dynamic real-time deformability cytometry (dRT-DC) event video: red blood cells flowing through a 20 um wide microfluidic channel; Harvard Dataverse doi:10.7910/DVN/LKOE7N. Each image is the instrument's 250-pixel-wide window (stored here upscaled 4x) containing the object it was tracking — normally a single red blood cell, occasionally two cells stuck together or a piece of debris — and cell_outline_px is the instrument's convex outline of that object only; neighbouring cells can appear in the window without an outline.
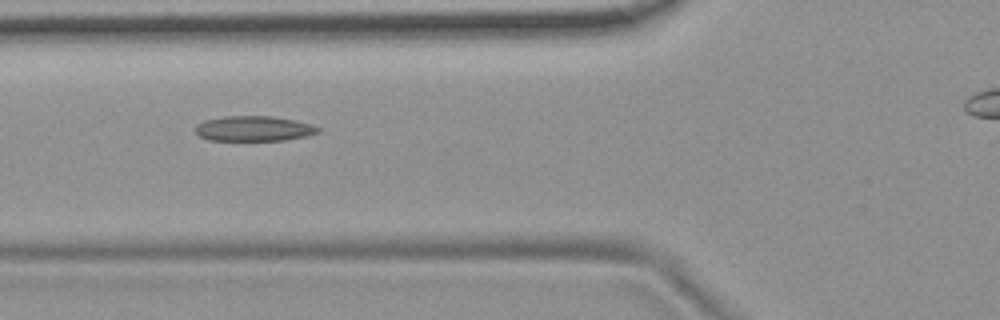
{"species": "common noctule bat (a hibernating species)", "species_latin": "Nyctalus noctula", "temperature_condition": "room temperature", "stored_images_in_passage": 39, "camera_frame_rate_fps": 3000, "um_per_image_px": 0.085, "animal": {"sex": "female", "body_mass_g": 19.9}, "frame": {"image": 1, "passage_image": 11, "time_ms": 3.333, "image_size_px": [1000, 320], "cell_outline_px": [[320, 132], [308, 136], [284, 140], [208, 140], [200, 136], [196, 132], [196, 124], [204, 120], [224, 116], [272, 116], [296, 120], [312, 124], [320, 128]], "centroid_in_image_um": [21.6, 10.92], "position_along_channel_um": 104.2, "area_um2": 18.09}}
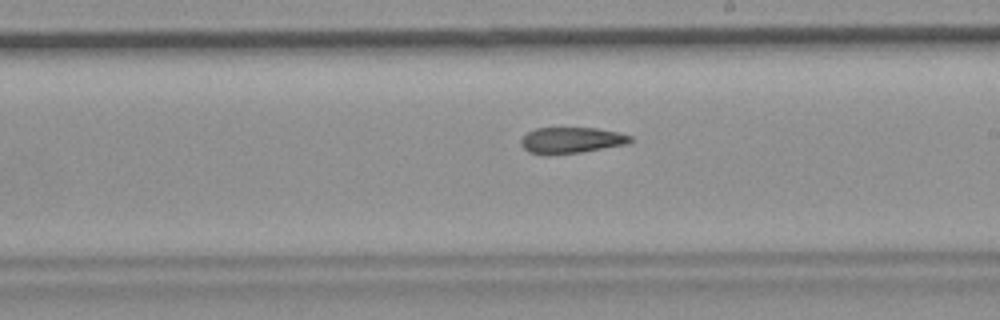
{"frame": {"image": 2, "passage_image": 22, "time_ms": 7.0, "image_size_px": [1000, 320], "cell_outline_px": [[636, 140], [628, 144], [580, 152], [544, 156], [528, 152], [520, 144], [520, 140], [528, 132], [536, 128], [596, 128], [620, 132], [632, 136]], "centroid_in_image_um": [48.58, 11.93], "position_along_channel_um": 240.4, "area_um2": 16.94}}
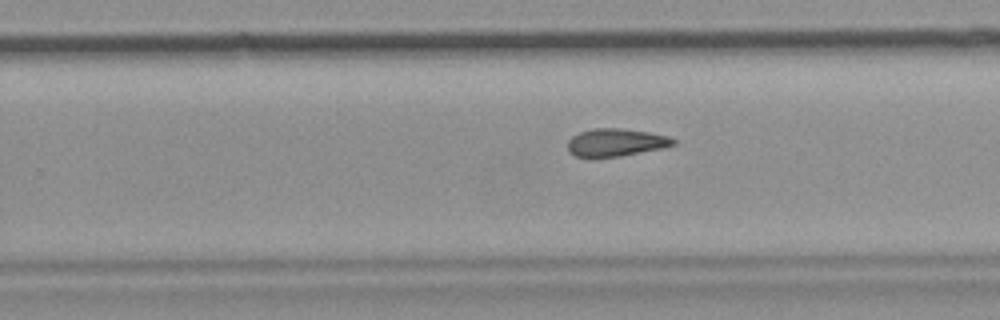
{"frame": {"image": 3, "passage_image": 25, "time_ms": 8.0, "image_size_px": [1000, 320], "cell_outline_px": [[676, 144], [664, 148], [620, 156], [576, 156], [568, 152], [568, 140], [572, 136], [580, 132], [592, 128], [620, 128], [648, 132], [668, 136], [676, 140]], "centroid_in_image_um": [52.36, 12.09], "position_along_channel_um": 277.4, "area_um2": 16.94}}